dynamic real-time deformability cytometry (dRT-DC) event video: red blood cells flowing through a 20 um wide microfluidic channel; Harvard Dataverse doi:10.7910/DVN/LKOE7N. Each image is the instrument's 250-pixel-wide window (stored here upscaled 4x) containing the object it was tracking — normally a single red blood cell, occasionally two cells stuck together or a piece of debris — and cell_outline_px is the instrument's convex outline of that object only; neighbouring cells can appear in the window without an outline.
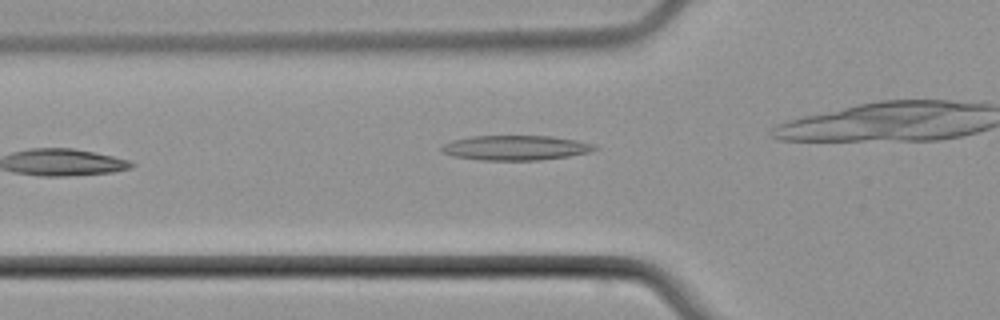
{"species": "common noctule bat (a hibernating species)", "species_latin": "Nyctalus noctula", "temperature_condition": "cold", "stored_images_in_passage": 6, "camera_frame_rate_fps": 3000, "um_per_image_px": 0.085, "animal": {"sex": "male", "body_mass_g": 21.5, "forearm_length_mm": 52.0}, "frame": {"image": 1, "passage_image": 6, "time_ms": 7.333, "image_size_px": [1000, 320], "cell_outline_px": [[600, 148], [588, 152], [568, 156], [540, 160], [480, 160], [452, 156], [440, 152], [440, 148], [444, 144], [452, 140], [472, 136], [552, 136], [576, 140], [596, 144]], "centroid_in_image_um": [43.81, 12.56], "position_along_channel_um": 82.0, "area_um2": 22.25}}